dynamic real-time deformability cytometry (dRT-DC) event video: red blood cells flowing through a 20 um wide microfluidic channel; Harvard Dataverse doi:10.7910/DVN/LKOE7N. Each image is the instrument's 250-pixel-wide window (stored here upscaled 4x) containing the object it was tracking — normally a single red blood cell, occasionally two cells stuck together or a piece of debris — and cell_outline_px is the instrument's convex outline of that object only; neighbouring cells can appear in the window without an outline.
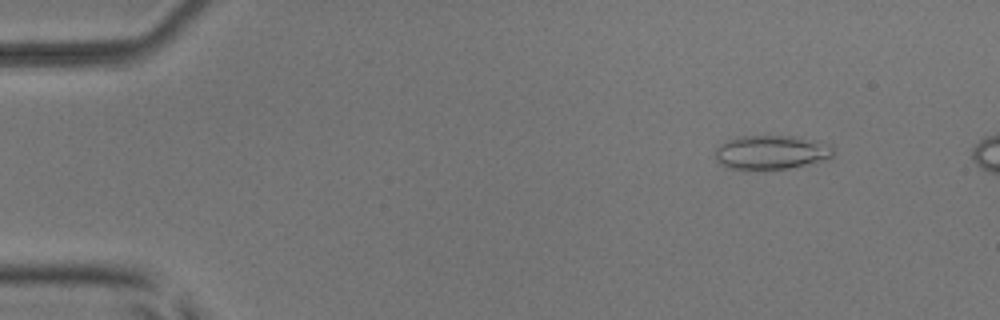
{"species": "common noctule bat (a hibernating species)", "species_latin": "Nyctalus noctula", "temperature_condition": "room temperature", "stored_images_in_passage": 7, "camera_frame_rate_fps": 3000, "um_per_image_px": 0.085, "animal": {"sex": "male", "body_mass_g": 17.9, "forearm_length_mm": 54.2}, "frame": {"image": 1, "passage_image": 2, "time_ms": 1.0, "image_size_px": [1000, 320], "cell_outline_px": [[832, 156], [828, 160], [788, 168], [728, 168], [720, 164], [716, 160], [716, 148], [724, 140], [736, 136], [796, 136], [832, 144]], "centroid_in_image_um": [65.56, 12.92], "position_along_channel_um": 19.4, "area_um2": 23.41}}
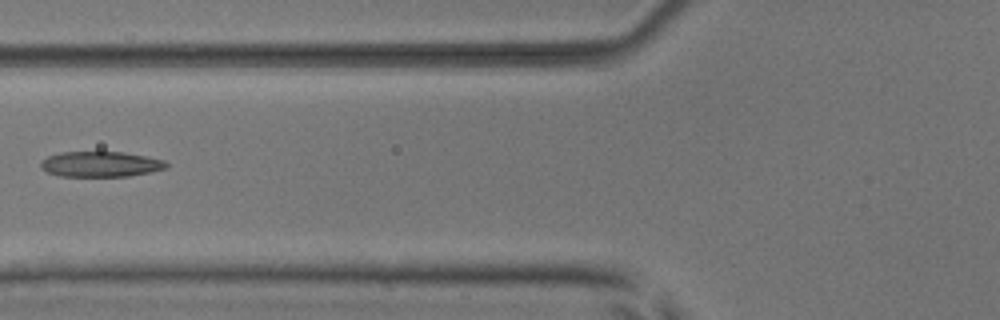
{"frame": {"image": 2, "passage_image": 6, "time_ms": 6.0, "image_size_px": [1000, 320], "cell_outline_px": [[168, 168], [152, 172], [128, 176], [60, 176], [48, 172], [40, 168], [40, 160], [48, 156], [60, 152], [124, 152], [164, 160], [168, 164]], "centroid_in_image_um": [8.54, 13.95], "position_along_channel_um": 117.3, "area_um2": 18.67}}
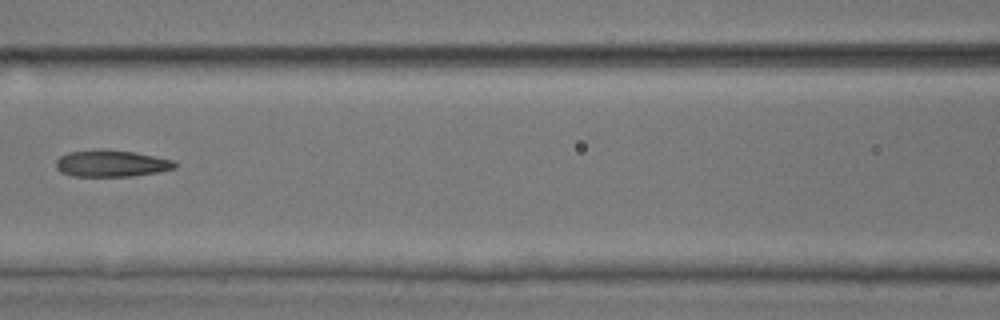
{"frame": {"image": 3, "passage_image": 7, "time_ms": 7.0, "image_size_px": [1000, 320], "cell_outline_px": [[176, 168], [156, 172], [132, 176], [72, 176], [60, 172], [56, 168], [56, 160], [60, 156], [68, 152], [100, 148], [136, 152], [176, 160]], "centroid_in_image_um": [9.46, 13.88], "position_along_channel_um": 157.1, "area_um2": 18.79}}